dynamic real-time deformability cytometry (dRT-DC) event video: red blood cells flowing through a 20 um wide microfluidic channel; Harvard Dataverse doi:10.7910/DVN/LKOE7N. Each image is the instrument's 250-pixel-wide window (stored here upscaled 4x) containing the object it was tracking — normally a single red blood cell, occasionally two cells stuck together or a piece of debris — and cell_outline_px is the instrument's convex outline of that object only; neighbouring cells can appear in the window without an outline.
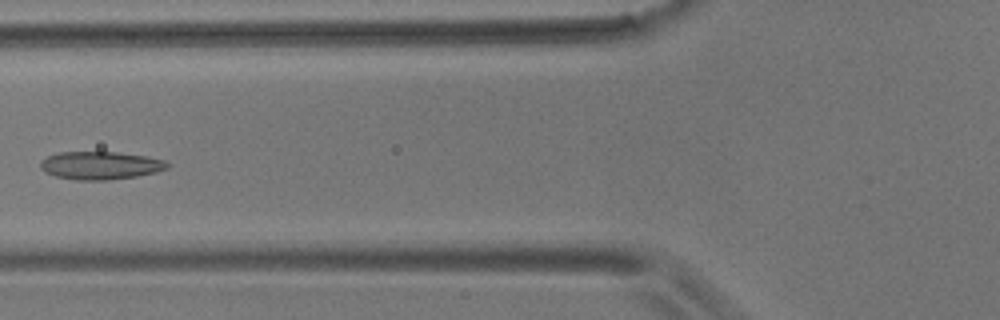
{"species": "common noctule bat (a hibernating species)", "species_latin": "Nyctalus noctula", "temperature_condition": "room temperature", "stored_images_in_passage": 2, "camera_frame_rate_fps": 3000, "um_per_image_px": 0.085, "animal": {"sex": "male", "body_mass_g": 17.9}, "frame": {"image": 1, "passage_image": 2, "time_ms": 1.333, "image_size_px": [1000, 320], "cell_outline_px": [[172, 164], [168, 168], [156, 172], [136, 176], [108, 180], [76, 180], [56, 176], [44, 172], [40, 168], [40, 160], [48, 156], [60, 152], [116, 152], [144, 156], [164, 160]], "centroid_in_image_um": [8.53, 14.06], "position_along_channel_um": 117.3, "area_um2": 20.69}}